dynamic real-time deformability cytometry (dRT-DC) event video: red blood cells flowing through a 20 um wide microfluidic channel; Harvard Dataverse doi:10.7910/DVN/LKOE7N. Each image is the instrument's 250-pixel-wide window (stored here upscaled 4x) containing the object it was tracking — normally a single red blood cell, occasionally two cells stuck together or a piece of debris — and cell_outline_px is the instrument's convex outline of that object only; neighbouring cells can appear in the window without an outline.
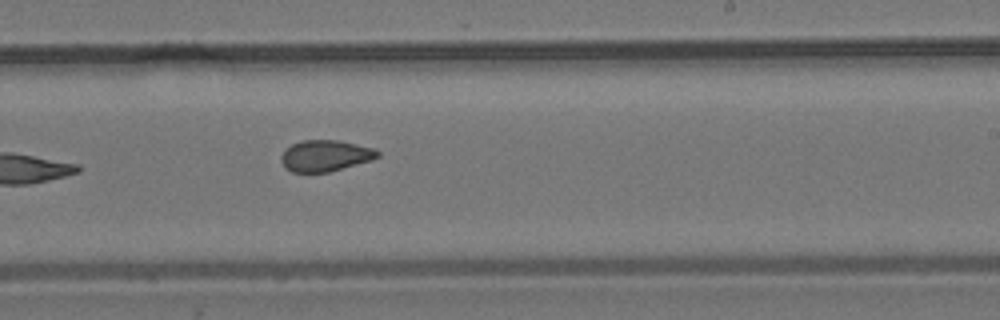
{"species": "common noctule bat (a hibernating species)", "species_latin": "Nyctalus noctula", "temperature_condition": "room temperature", "stored_images_in_passage": 10, "camera_frame_rate_fps": 3000, "um_per_image_px": 0.085, "animal": {"sex": "male", "body_mass_g": 19.2, "forearm_length_mm": 51.8}, "frame": {"image": 1, "passage_image": 10, "time_ms": 3.0, "image_size_px": [1000, 320], "cell_outline_px": [[380, 156], [372, 160], [328, 172], [292, 172], [284, 168], [280, 160], [280, 156], [284, 148], [300, 140], [336, 140], [376, 148], [380, 152]], "centroid_in_image_um": [27.62, 13.23], "position_along_channel_um": 261.4, "area_um2": 17.8}}